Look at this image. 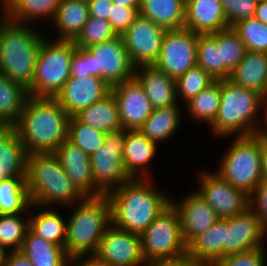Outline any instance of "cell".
Segmentation results:
<instances>
[{
  "mask_svg": "<svg viewBox=\"0 0 267 266\" xmlns=\"http://www.w3.org/2000/svg\"><path fill=\"white\" fill-rule=\"evenodd\" d=\"M267 232L256 213L248 207L243 213L227 218L223 257L266 246Z\"/></svg>",
  "mask_w": 267,
  "mask_h": 266,
  "instance_id": "15",
  "label": "cell"
},
{
  "mask_svg": "<svg viewBox=\"0 0 267 266\" xmlns=\"http://www.w3.org/2000/svg\"><path fill=\"white\" fill-rule=\"evenodd\" d=\"M227 218H219L207 231L195 237L187 245V255L208 265L215 259L223 258Z\"/></svg>",
  "mask_w": 267,
  "mask_h": 266,
  "instance_id": "32",
  "label": "cell"
},
{
  "mask_svg": "<svg viewBox=\"0 0 267 266\" xmlns=\"http://www.w3.org/2000/svg\"><path fill=\"white\" fill-rule=\"evenodd\" d=\"M111 92V87L96 76L76 78L70 76L55 99L70 116L101 100Z\"/></svg>",
  "mask_w": 267,
  "mask_h": 266,
  "instance_id": "19",
  "label": "cell"
},
{
  "mask_svg": "<svg viewBox=\"0 0 267 266\" xmlns=\"http://www.w3.org/2000/svg\"><path fill=\"white\" fill-rule=\"evenodd\" d=\"M67 176L85 197H95L91 158L78 146L66 139L53 153Z\"/></svg>",
  "mask_w": 267,
  "mask_h": 266,
  "instance_id": "21",
  "label": "cell"
},
{
  "mask_svg": "<svg viewBox=\"0 0 267 266\" xmlns=\"http://www.w3.org/2000/svg\"><path fill=\"white\" fill-rule=\"evenodd\" d=\"M138 16L139 9L113 4L108 21L116 34L122 35Z\"/></svg>",
  "mask_w": 267,
  "mask_h": 266,
  "instance_id": "46",
  "label": "cell"
},
{
  "mask_svg": "<svg viewBox=\"0 0 267 266\" xmlns=\"http://www.w3.org/2000/svg\"><path fill=\"white\" fill-rule=\"evenodd\" d=\"M262 94L221 80V100L218 113L208 127L216 139L256 134L262 114ZM261 114V115H260Z\"/></svg>",
  "mask_w": 267,
  "mask_h": 266,
  "instance_id": "4",
  "label": "cell"
},
{
  "mask_svg": "<svg viewBox=\"0 0 267 266\" xmlns=\"http://www.w3.org/2000/svg\"><path fill=\"white\" fill-rule=\"evenodd\" d=\"M26 185L37 206L62 209L85 198L53 153L28 155Z\"/></svg>",
  "mask_w": 267,
  "mask_h": 266,
  "instance_id": "5",
  "label": "cell"
},
{
  "mask_svg": "<svg viewBox=\"0 0 267 266\" xmlns=\"http://www.w3.org/2000/svg\"><path fill=\"white\" fill-rule=\"evenodd\" d=\"M113 266H146L141 251V236L111 224L94 253Z\"/></svg>",
  "mask_w": 267,
  "mask_h": 266,
  "instance_id": "16",
  "label": "cell"
},
{
  "mask_svg": "<svg viewBox=\"0 0 267 266\" xmlns=\"http://www.w3.org/2000/svg\"><path fill=\"white\" fill-rule=\"evenodd\" d=\"M217 45L221 55V80L229 79L247 53L246 46L232 27L217 31Z\"/></svg>",
  "mask_w": 267,
  "mask_h": 266,
  "instance_id": "37",
  "label": "cell"
},
{
  "mask_svg": "<svg viewBox=\"0 0 267 266\" xmlns=\"http://www.w3.org/2000/svg\"><path fill=\"white\" fill-rule=\"evenodd\" d=\"M118 106L120 125L127 130H138L154 108L142 84L136 77L111 87Z\"/></svg>",
  "mask_w": 267,
  "mask_h": 266,
  "instance_id": "17",
  "label": "cell"
},
{
  "mask_svg": "<svg viewBox=\"0 0 267 266\" xmlns=\"http://www.w3.org/2000/svg\"><path fill=\"white\" fill-rule=\"evenodd\" d=\"M81 1L86 2V3H89V2H91L93 0H81Z\"/></svg>",
  "mask_w": 267,
  "mask_h": 266,
  "instance_id": "62",
  "label": "cell"
},
{
  "mask_svg": "<svg viewBox=\"0 0 267 266\" xmlns=\"http://www.w3.org/2000/svg\"><path fill=\"white\" fill-rule=\"evenodd\" d=\"M154 181L132 178L106 195L116 228L141 235L171 203L169 192L162 191Z\"/></svg>",
  "mask_w": 267,
  "mask_h": 266,
  "instance_id": "1",
  "label": "cell"
},
{
  "mask_svg": "<svg viewBox=\"0 0 267 266\" xmlns=\"http://www.w3.org/2000/svg\"><path fill=\"white\" fill-rule=\"evenodd\" d=\"M249 198V207L256 213L264 230L267 232V182L261 181Z\"/></svg>",
  "mask_w": 267,
  "mask_h": 266,
  "instance_id": "47",
  "label": "cell"
},
{
  "mask_svg": "<svg viewBox=\"0 0 267 266\" xmlns=\"http://www.w3.org/2000/svg\"><path fill=\"white\" fill-rule=\"evenodd\" d=\"M165 29L139 15L121 35L135 67L154 65L157 61Z\"/></svg>",
  "mask_w": 267,
  "mask_h": 266,
  "instance_id": "14",
  "label": "cell"
},
{
  "mask_svg": "<svg viewBox=\"0 0 267 266\" xmlns=\"http://www.w3.org/2000/svg\"><path fill=\"white\" fill-rule=\"evenodd\" d=\"M254 17L267 24V0L257 4Z\"/></svg>",
  "mask_w": 267,
  "mask_h": 266,
  "instance_id": "54",
  "label": "cell"
},
{
  "mask_svg": "<svg viewBox=\"0 0 267 266\" xmlns=\"http://www.w3.org/2000/svg\"><path fill=\"white\" fill-rule=\"evenodd\" d=\"M90 17L109 19L113 2L111 0H93L88 3Z\"/></svg>",
  "mask_w": 267,
  "mask_h": 266,
  "instance_id": "50",
  "label": "cell"
},
{
  "mask_svg": "<svg viewBox=\"0 0 267 266\" xmlns=\"http://www.w3.org/2000/svg\"><path fill=\"white\" fill-rule=\"evenodd\" d=\"M28 154L17 131L6 127L0 133V163L3 167V179L26 177Z\"/></svg>",
  "mask_w": 267,
  "mask_h": 266,
  "instance_id": "29",
  "label": "cell"
},
{
  "mask_svg": "<svg viewBox=\"0 0 267 266\" xmlns=\"http://www.w3.org/2000/svg\"><path fill=\"white\" fill-rule=\"evenodd\" d=\"M257 3H259V2H263V1H265V0H255Z\"/></svg>",
  "mask_w": 267,
  "mask_h": 266,
  "instance_id": "63",
  "label": "cell"
},
{
  "mask_svg": "<svg viewBox=\"0 0 267 266\" xmlns=\"http://www.w3.org/2000/svg\"><path fill=\"white\" fill-rule=\"evenodd\" d=\"M194 189L215 211L218 218H230L243 213L250 206L249 195L243 190L233 187L222 179L214 170L197 171Z\"/></svg>",
  "mask_w": 267,
  "mask_h": 266,
  "instance_id": "12",
  "label": "cell"
},
{
  "mask_svg": "<svg viewBox=\"0 0 267 266\" xmlns=\"http://www.w3.org/2000/svg\"><path fill=\"white\" fill-rule=\"evenodd\" d=\"M262 96H263V106L265 109H267V87H266V90Z\"/></svg>",
  "mask_w": 267,
  "mask_h": 266,
  "instance_id": "58",
  "label": "cell"
},
{
  "mask_svg": "<svg viewBox=\"0 0 267 266\" xmlns=\"http://www.w3.org/2000/svg\"><path fill=\"white\" fill-rule=\"evenodd\" d=\"M34 26L14 22L0 12V72L27 89L32 85L41 40L47 32Z\"/></svg>",
  "mask_w": 267,
  "mask_h": 266,
  "instance_id": "3",
  "label": "cell"
},
{
  "mask_svg": "<svg viewBox=\"0 0 267 266\" xmlns=\"http://www.w3.org/2000/svg\"><path fill=\"white\" fill-rule=\"evenodd\" d=\"M228 26L232 27L237 22L254 17L257 2L255 0H220Z\"/></svg>",
  "mask_w": 267,
  "mask_h": 266,
  "instance_id": "45",
  "label": "cell"
},
{
  "mask_svg": "<svg viewBox=\"0 0 267 266\" xmlns=\"http://www.w3.org/2000/svg\"><path fill=\"white\" fill-rule=\"evenodd\" d=\"M3 179V167L0 163V181Z\"/></svg>",
  "mask_w": 267,
  "mask_h": 266,
  "instance_id": "60",
  "label": "cell"
},
{
  "mask_svg": "<svg viewBox=\"0 0 267 266\" xmlns=\"http://www.w3.org/2000/svg\"><path fill=\"white\" fill-rule=\"evenodd\" d=\"M65 209H71L66 222L64 248L67 254L70 257L94 254L105 231L112 224L108 197H85L62 210Z\"/></svg>",
  "mask_w": 267,
  "mask_h": 266,
  "instance_id": "6",
  "label": "cell"
},
{
  "mask_svg": "<svg viewBox=\"0 0 267 266\" xmlns=\"http://www.w3.org/2000/svg\"><path fill=\"white\" fill-rule=\"evenodd\" d=\"M184 0H140L139 15L165 30L181 29L185 25Z\"/></svg>",
  "mask_w": 267,
  "mask_h": 266,
  "instance_id": "30",
  "label": "cell"
},
{
  "mask_svg": "<svg viewBox=\"0 0 267 266\" xmlns=\"http://www.w3.org/2000/svg\"><path fill=\"white\" fill-rule=\"evenodd\" d=\"M60 2L61 0H9L0 8V12L14 22L35 25L46 20L52 22Z\"/></svg>",
  "mask_w": 267,
  "mask_h": 266,
  "instance_id": "28",
  "label": "cell"
},
{
  "mask_svg": "<svg viewBox=\"0 0 267 266\" xmlns=\"http://www.w3.org/2000/svg\"><path fill=\"white\" fill-rule=\"evenodd\" d=\"M5 266H33L24 253L19 251H10Z\"/></svg>",
  "mask_w": 267,
  "mask_h": 266,
  "instance_id": "52",
  "label": "cell"
},
{
  "mask_svg": "<svg viewBox=\"0 0 267 266\" xmlns=\"http://www.w3.org/2000/svg\"><path fill=\"white\" fill-rule=\"evenodd\" d=\"M9 0H0V6L1 8H3L7 3H8Z\"/></svg>",
  "mask_w": 267,
  "mask_h": 266,
  "instance_id": "59",
  "label": "cell"
},
{
  "mask_svg": "<svg viewBox=\"0 0 267 266\" xmlns=\"http://www.w3.org/2000/svg\"><path fill=\"white\" fill-rule=\"evenodd\" d=\"M6 128V126L0 122V133Z\"/></svg>",
  "mask_w": 267,
  "mask_h": 266,
  "instance_id": "61",
  "label": "cell"
},
{
  "mask_svg": "<svg viewBox=\"0 0 267 266\" xmlns=\"http://www.w3.org/2000/svg\"><path fill=\"white\" fill-rule=\"evenodd\" d=\"M198 34L187 29L166 30L154 66L173 79L197 65Z\"/></svg>",
  "mask_w": 267,
  "mask_h": 266,
  "instance_id": "13",
  "label": "cell"
},
{
  "mask_svg": "<svg viewBox=\"0 0 267 266\" xmlns=\"http://www.w3.org/2000/svg\"><path fill=\"white\" fill-rule=\"evenodd\" d=\"M58 211V207L32 204L29 210V229L46 241L64 247L67 216L64 217Z\"/></svg>",
  "mask_w": 267,
  "mask_h": 266,
  "instance_id": "25",
  "label": "cell"
},
{
  "mask_svg": "<svg viewBox=\"0 0 267 266\" xmlns=\"http://www.w3.org/2000/svg\"><path fill=\"white\" fill-rule=\"evenodd\" d=\"M256 135L267 145V109L264 110Z\"/></svg>",
  "mask_w": 267,
  "mask_h": 266,
  "instance_id": "53",
  "label": "cell"
},
{
  "mask_svg": "<svg viewBox=\"0 0 267 266\" xmlns=\"http://www.w3.org/2000/svg\"><path fill=\"white\" fill-rule=\"evenodd\" d=\"M90 18L88 3L81 0H61L52 22L56 29L53 39L74 41Z\"/></svg>",
  "mask_w": 267,
  "mask_h": 266,
  "instance_id": "26",
  "label": "cell"
},
{
  "mask_svg": "<svg viewBox=\"0 0 267 266\" xmlns=\"http://www.w3.org/2000/svg\"><path fill=\"white\" fill-rule=\"evenodd\" d=\"M266 247L213 260L208 266H267Z\"/></svg>",
  "mask_w": 267,
  "mask_h": 266,
  "instance_id": "44",
  "label": "cell"
},
{
  "mask_svg": "<svg viewBox=\"0 0 267 266\" xmlns=\"http://www.w3.org/2000/svg\"><path fill=\"white\" fill-rule=\"evenodd\" d=\"M9 250L0 243V266H5Z\"/></svg>",
  "mask_w": 267,
  "mask_h": 266,
  "instance_id": "57",
  "label": "cell"
},
{
  "mask_svg": "<svg viewBox=\"0 0 267 266\" xmlns=\"http://www.w3.org/2000/svg\"><path fill=\"white\" fill-rule=\"evenodd\" d=\"M69 266H113L95 254L78 255L70 258Z\"/></svg>",
  "mask_w": 267,
  "mask_h": 266,
  "instance_id": "51",
  "label": "cell"
},
{
  "mask_svg": "<svg viewBox=\"0 0 267 266\" xmlns=\"http://www.w3.org/2000/svg\"><path fill=\"white\" fill-rule=\"evenodd\" d=\"M106 133L94 129L75 116H71L68 124V140L78 146L87 155H92L105 142Z\"/></svg>",
  "mask_w": 267,
  "mask_h": 266,
  "instance_id": "40",
  "label": "cell"
},
{
  "mask_svg": "<svg viewBox=\"0 0 267 266\" xmlns=\"http://www.w3.org/2000/svg\"><path fill=\"white\" fill-rule=\"evenodd\" d=\"M220 100L221 80H215L197 96L191 98L183 105L184 112H186L185 118L193 120V123L198 122V124H201L203 122V125L206 124L209 127L217 116Z\"/></svg>",
  "mask_w": 267,
  "mask_h": 266,
  "instance_id": "35",
  "label": "cell"
},
{
  "mask_svg": "<svg viewBox=\"0 0 267 266\" xmlns=\"http://www.w3.org/2000/svg\"><path fill=\"white\" fill-rule=\"evenodd\" d=\"M29 228V214H0V243L9 251H19Z\"/></svg>",
  "mask_w": 267,
  "mask_h": 266,
  "instance_id": "38",
  "label": "cell"
},
{
  "mask_svg": "<svg viewBox=\"0 0 267 266\" xmlns=\"http://www.w3.org/2000/svg\"><path fill=\"white\" fill-rule=\"evenodd\" d=\"M182 105L178 103L173 106L155 108L138 130L149 140L158 145H164L166 141L169 142L175 137L174 135L180 128L181 122L185 121V119H182L185 117Z\"/></svg>",
  "mask_w": 267,
  "mask_h": 266,
  "instance_id": "24",
  "label": "cell"
},
{
  "mask_svg": "<svg viewBox=\"0 0 267 266\" xmlns=\"http://www.w3.org/2000/svg\"><path fill=\"white\" fill-rule=\"evenodd\" d=\"M116 36L108 20L90 17L74 40V44L76 47L89 48Z\"/></svg>",
  "mask_w": 267,
  "mask_h": 266,
  "instance_id": "43",
  "label": "cell"
},
{
  "mask_svg": "<svg viewBox=\"0 0 267 266\" xmlns=\"http://www.w3.org/2000/svg\"><path fill=\"white\" fill-rule=\"evenodd\" d=\"M140 236L142 256L146 264L176 259L187 253V245L181 233L180 216L172 203Z\"/></svg>",
  "mask_w": 267,
  "mask_h": 266,
  "instance_id": "9",
  "label": "cell"
},
{
  "mask_svg": "<svg viewBox=\"0 0 267 266\" xmlns=\"http://www.w3.org/2000/svg\"><path fill=\"white\" fill-rule=\"evenodd\" d=\"M70 76L76 78L90 76V74L87 73L85 62V48L76 47V51L73 53L71 59Z\"/></svg>",
  "mask_w": 267,
  "mask_h": 266,
  "instance_id": "48",
  "label": "cell"
},
{
  "mask_svg": "<svg viewBox=\"0 0 267 266\" xmlns=\"http://www.w3.org/2000/svg\"><path fill=\"white\" fill-rule=\"evenodd\" d=\"M29 96L28 89L23 84L10 80L0 72V122L6 127H13Z\"/></svg>",
  "mask_w": 267,
  "mask_h": 266,
  "instance_id": "33",
  "label": "cell"
},
{
  "mask_svg": "<svg viewBox=\"0 0 267 266\" xmlns=\"http://www.w3.org/2000/svg\"><path fill=\"white\" fill-rule=\"evenodd\" d=\"M75 51L74 41L53 39L45 34L37 55L32 85L28 88L29 95L55 98L70 78Z\"/></svg>",
  "mask_w": 267,
  "mask_h": 266,
  "instance_id": "8",
  "label": "cell"
},
{
  "mask_svg": "<svg viewBox=\"0 0 267 266\" xmlns=\"http://www.w3.org/2000/svg\"><path fill=\"white\" fill-rule=\"evenodd\" d=\"M21 251L33 266H69L71 258L64 247L46 241L29 228L25 233Z\"/></svg>",
  "mask_w": 267,
  "mask_h": 266,
  "instance_id": "31",
  "label": "cell"
},
{
  "mask_svg": "<svg viewBox=\"0 0 267 266\" xmlns=\"http://www.w3.org/2000/svg\"><path fill=\"white\" fill-rule=\"evenodd\" d=\"M127 131L121 127L107 132L104 144L90 156L95 197L107 195L113 189L132 179L123 164Z\"/></svg>",
  "mask_w": 267,
  "mask_h": 266,
  "instance_id": "10",
  "label": "cell"
},
{
  "mask_svg": "<svg viewBox=\"0 0 267 266\" xmlns=\"http://www.w3.org/2000/svg\"><path fill=\"white\" fill-rule=\"evenodd\" d=\"M197 65L214 80H221V55L220 47L217 45V32L198 35Z\"/></svg>",
  "mask_w": 267,
  "mask_h": 266,
  "instance_id": "39",
  "label": "cell"
},
{
  "mask_svg": "<svg viewBox=\"0 0 267 266\" xmlns=\"http://www.w3.org/2000/svg\"><path fill=\"white\" fill-rule=\"evenodd\" d=\"M231 138L214 172L250 196L262 181V142L256 134Z\"/></svg>",
  "mask_w": 267,
  "mask_h": 266,
  "instance_id": "7",
  "label": "cell"
},
{
  "mask_svg": "<svg viewBox=\"0 0 267 266\" xmlns=\"http://www.w3.org/2000/svg\"><path fill=\"white\" fill-rule=\"evenodd\" d=\"M247 51L267 53V24L255 17L243 19L232 26Z\"/></svg>",
  "mask_w": 267,
  "mask_h": 266,
  "instance_id": "42",
  "label": "cell"
},
{
  "mask_svg": "<svg viewBox=\"0 0 267 266\" xmlns=\"http://www.w3.org/2000/svg\"><path fill=\"white\" fill-rule=\"evenodd\" d=\"M113 4H117L120 6H125L129 8H140V0H111Z\"/></svg>",
  "mask_w": 267,
  "mask_h": 266,
  "instance_id": "56",
  "label": "cell"
},
{
  "mask_svg": "<svg viewBox=\"0 0 267 266\" xmlns=\"http://www.w3.org/2000/svg\"><path fill=\"white\" fill-rule=\"evenodd\" d=\"M261 171L262 181L267 182V145L264 143H262Z\"/></svg>",
  "mask_w": 267,
  "mask_h": 266,
  "instance_id": "55",
  "label": "cell"
},
{
  "mask_svg": "<svg viewBox=\"0 0 267 266\" xmlns=\"http://www.w3.org/2000/svg\"><path fill=\"white\" fill-rule=\"evenodd\" d=\"M171 196V203L180 216L181 233L188 245L195 237L207 231L219 218L208 203L195 191L190 190L183 198Z\"/></svg>",
  "mask_w": 267,
  "mask_h": 266,
  "instance_id": "18",
  "label": "cell"
},
{
  "mask_svg": "<svg viewBox=\"0 0 267 266\" xmlns=\"http://www.w3.org/2000/svg\"><path fill=\"white\" fill-rule=\"evenodd\" d=\"M70 117L55 98L29 96L13 128L28 155L54 153L68 139Z\"/></svg>",
  "mask_w": 267,
  "mask_h": 266,
  "instance_id": "2",
  "label": "cell"
},
{
  "mask_svg": "<svg viewBox=\"0 0 267 266\" xmlns=\"http://www.w3.org/2000/svg\"><path fill=\"white\" fill-rule=\"evenodd\" d=\"M228 80L263 95L267 87V53L247 51Z\"/></svg>",
  "mask_w": 267,
  "mask_h": 266,
  "instance_id": "27",
  "label": "cell"
},
{
  "mask_svg": "<svg viewBox=\"0 0 267 266\" xmlns=\"http://www.w3.org/2000/svg\"><path fill=\"white\" fill-rule=\"evenodd\" d=\"M185 28L196 34H213L228 28L220 0H187Z\"/></svg>",
  "mask_w": 267,
  "mask_h": 266,
  "instance_id": "22",
  "label": "cell"
},
{
  "mask_svg": "<svg viewBox=\"0 0 267 266\" xmlns=\"http://www.w3.org/2000/svg\"><path fill=\"white\" fill-rule=\"evenodd\" d=\"M31 205L26 177H9L0 181V214H29Z\"/></svg>",
  "mask_w": 267,
  "mask_h": 266,
  "instance_id": "36",
  "label": "cell"
},
{
  "mask_svg": "<svg viewBox=\"0 0 267 266\" xmlns=\"http://www.w3.org/2000/svg\"><path fill=\"white\" fill-rule=\"evenodd\" d=\"M175 81L177 101L179 104H185L215 80L200 66L196 65Z\"/></svg>",
  "mask_w": 267,
  "mask_h": 266,
  "instance_id": "41",
  "label": "cell"
},
{
  "mask_svg": "<svg viewBox=\"0 0 267 266\" xmlns=\"http://www.w3.org/2000/svg\"><path fill=\"white\" fill-rule=\"evenodd\" d=\"M135 77L142 84L154 109L178 104L176 81L162 70L154 65H141L136 67Z\"/></svg>",
  "mask_w": 267,
  "mask_h": 266,
  "instance_id": "23",
  "label": "cell"
},
{
  "mask_svg": "<svg viewBox=\"0 0 267 266\" xmlns=\"http://www.w3.org/2000/svg\"><path fill=\"white\" fill-rule=\"evenodd\" d=\"M146 266H208V264L186 254L176 259L153 261L147 263Z\"/></svg>",
  "mask_w": 267,
  "mask_h": 266,
  "instance_id": "49",
  "label": "cell"
},
{
  "mask_svg": "<svg viewBox=\"0 0 267 266\" xmlns=\"http://www.w3.org/2000/svg\"><path fill=\"white\" fill-rule=\"evenodd\" d=\"M74 116L80 122L105 133L121 128L118 106L112 92Z\"/></svg>",
  "mask_w": 267,
  "mask_h": 266,
  "instance_id": "34",
  "label": "cell"
},
{
  "mask_svg": "<svg viewBox=\"0 0 267 266\" xmlns=\"http://www.w3.org/2000/svg\"><path fill=\"white\" fill-rule=\"evenodd\" d=\"M159 145L149 140L139 130H128L124 142L123 164L131 178H154L152 163L159 151ZM151 163V164H150ZM152 172V173H151Z\"/></svg>",
  "mask_w": 267,
  "mask_h": 266,
  "instance_id": "20",
  "label": "cell"
},
{
  "mask_svg": "<svg viewBox=\"0 0 267 266\" xmlns=\"http://www.w3.org/2000/svg\"><path fill=\"white\" fill-rule=\"evenodd\" d=\"M87 73L102 78L110 87L135 77L132 64L121 35L85 48Z\"/></svg>",
  "mask_w": 267,
  "mask_h": 266,
  "instance_id": "11",
  "label": "cell"
}]
</instances>
